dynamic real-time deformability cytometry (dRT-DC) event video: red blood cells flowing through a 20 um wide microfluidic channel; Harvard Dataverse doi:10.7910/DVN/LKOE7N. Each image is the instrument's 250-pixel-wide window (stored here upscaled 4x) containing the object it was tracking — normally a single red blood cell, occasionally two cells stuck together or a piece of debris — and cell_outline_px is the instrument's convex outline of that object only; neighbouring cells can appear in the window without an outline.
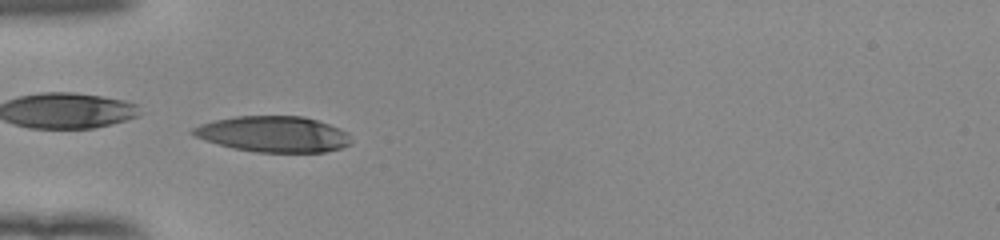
{"species": "human", "species_latin": "Homo sapiens", "temperature_condition": "room temperature", "stored_images_in_passage": 53, "camera_frame_rate_fps": 3000, "um_per_image_px": 0.085, "donor": {"sex": "female"}, "frame": {"image": 1, "passage_image": 18, "time_ms": 5.667, "image_size_px": [1000, 240], "cell_outline_px": [[352, 144], [340, 148], [324, 152], [256, 152], [232, 148], [204, 140], [196, 136], [192, 132], [192, 128], [200, 124], [216, 120], [236, 116], [304, 116], [340, 128], [348, 132], [352, 140]], "centroid_in_image_um": [23.28, 11.4], "position_along_channel_um": 61.7, "area_um2": 33.06}}
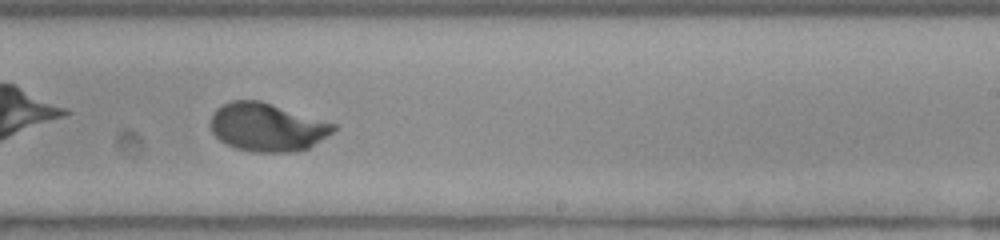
{"frame": {"image": 2, "passage_image": 34, "time_ms": 11.0, "image_size_px": [1000, 240], "cell_outline_px": [[336, 128], [332, 132], [308, 148], [292, 152], [252, 152], [236, 148], [220, 140], [212, 132], [212, 116], [216, 108], [232, 100], [260, 100], [336, 124]], "centroid_in_image_um": [22.7, 10.81], "position_along_channel_um": 266.3, "area_um2": 34.16}}
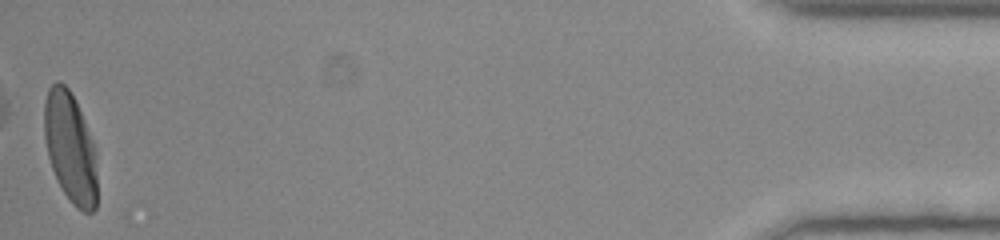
{"frame": {"image": 3, "passage_image": 53, "time_ms": 17.333, "image_size_px": [1000, 240], "cell_outline_px": [[96, 208], [92, 212], [84, 212], [76, 208], [72, 204], [56, 180], [48, 156], [44, 136], [44, 104], [48, 88], [56, 80], [60, 80], [68, 88], [84, 120], [92, 140], [96, 152]], "centroid_in_image_um": [5.96, 12.56], "position_along_channel_um": 429.2, "area_um2": 33.99}, "authors_computed_cell_mechanics": {"area_um2": 33.5818, "velocity_mm_per_s": 3.9196, "shape_relaxation_time_tau1_ms": 3.0963, "shape_relaxation_time_tau2_ms": null, "deformation_change_tau1": 0.197, "deformation_change_tau2": null}}